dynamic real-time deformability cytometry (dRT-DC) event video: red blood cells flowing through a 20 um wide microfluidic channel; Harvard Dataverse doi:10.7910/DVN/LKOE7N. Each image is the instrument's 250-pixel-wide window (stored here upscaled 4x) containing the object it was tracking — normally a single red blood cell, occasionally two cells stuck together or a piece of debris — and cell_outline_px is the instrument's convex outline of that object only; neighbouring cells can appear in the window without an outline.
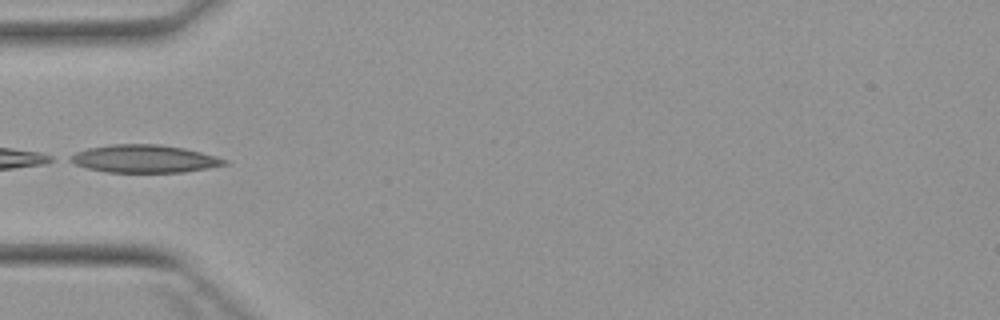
{"species": "Egyptian fruit bat (a non-hibernating species)", "species_latin": "Rousettus aegyptiacus", "temperature_condition": "warm", "stored_images_in_passage": 4, "camera_frame_rate_fps": 3000, "um_per_image_px": 0.085, "animal": {"sex": "female"}, "frame": {"image": 1, "passage_image": 3, "time_ms": 3.333, "image_size_px": [1000, 320], "cell_outline_px": [[228, 164], [208, 168], [184, 172], [108, 172], [88, 168], [76, 164], [68, 160], [68, 156], [76, 152], [88, 148], [108, 144], [160, 144], [184, 148], [216, 156], [228, 160]], "centroid_in_image_um": [12.27, 13.49], "position_along_channel_um": 72.7, "area_um2": 24.97}}
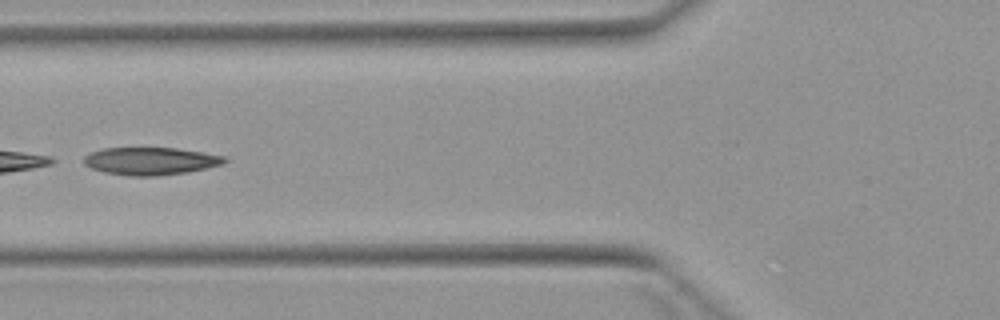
{"frame": {"image": 2, "passage_image": 4, "time_ms": 4.333, "image_size_px": [1000, 320], "cell_outline_px": [[228, 160], [224, 164], [188, 172], [156, 176], [132, 176], [104, 172], [92, 168], [84, 164], [84, 156], [92, 152], [104, 148], [176, 148], [228, 156]], "centroid_in_image_um": [12.85, 13.69], "position_along_channel_um": 112.9, "area_um2": 22.66}}